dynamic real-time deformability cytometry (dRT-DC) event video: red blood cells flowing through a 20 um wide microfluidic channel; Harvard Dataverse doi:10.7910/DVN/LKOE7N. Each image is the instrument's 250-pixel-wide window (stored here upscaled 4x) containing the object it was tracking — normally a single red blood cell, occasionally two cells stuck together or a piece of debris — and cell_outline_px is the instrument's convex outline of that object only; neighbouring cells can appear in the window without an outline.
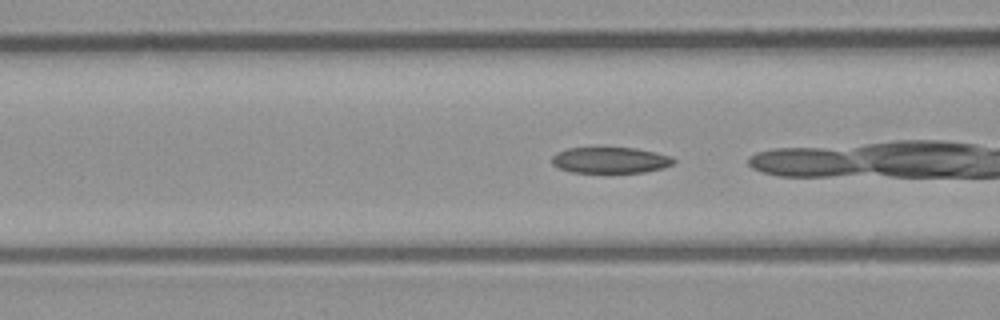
{"species": "common noctule bat (a hibernating species)", "species_latin": "Nyctalus noctula", "temperature_condition": "room temperature", "stored_images_in_passage": 31, "camera_frame_rate_fps": 3000, "um_per_image_px": 0.085, "animal": {"sex": "male", "body_mass_g": 23.1, "forearm_length_mm": 52.7}, "frame": {"image": 1, "passage_image": 18, "time_ms": 5.667, "image_size_px": [1000, 320], "cell_outline_px": [[676, 160], [672, 164], [664, 168], [644, 172], [572, 172], [560, 168], [552, 164], [552, 156], [556, 152], [568, 148], [596, 144], [636, 148], [656, 152], [672, 156]], "centroid_in_image_um": [51.85, 13.55], "position_along_channel_um": 114.7, "area_um2": 19.42}}
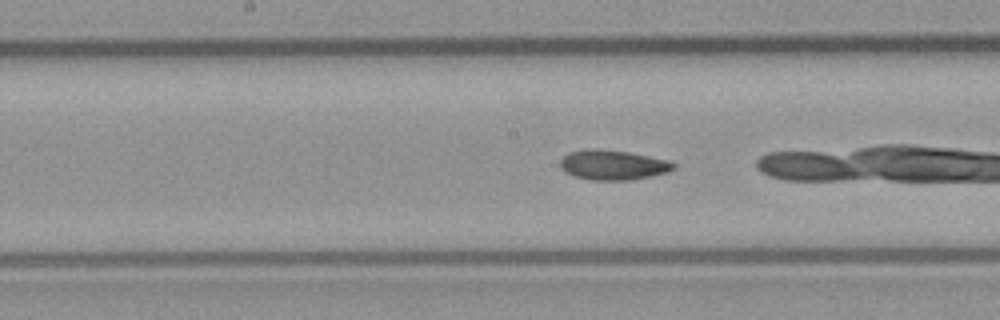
{"frame": {"image": 2, "passage_image": 24, "time_ms": 7.667, "image_size_px": [1000, 320], "cell_outline_px": [[676, 168], [668, 172], [652, 176], [632, 180], [588, 180], [572, 176], [564, 172], [560, 168], [560, 160], [568, 152], [596, 148], [628, 152], [668, 160], [676, 164]], "centroid_in_image_um": [52.08, 14.03], "position_along_channel_um": 196.1, "area_um2": 19.94}}
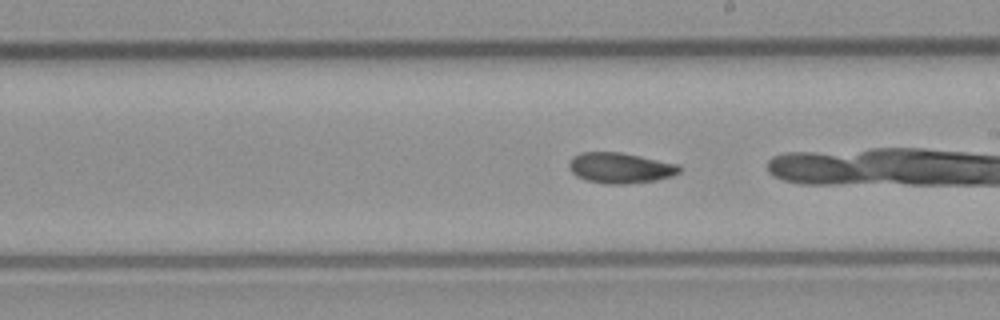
{"frame": {"image": 3, "passage_image": 27, "time_ms": 8.667, "image_size_px": [1000, 320], "cell_outline_px": [[684, 168], [680, 172], [672, 176], [656, 180], [624, 184], [604, 184], [584, 180], [576, 176], [568, 168], [568, 160], [572, 156], [580, 152], [620, 152], [680, 164]], "centroid_in_image_um": [52.71, 14.27], "position_along_channel_um": 236.3, "area_um2": 20.06}}